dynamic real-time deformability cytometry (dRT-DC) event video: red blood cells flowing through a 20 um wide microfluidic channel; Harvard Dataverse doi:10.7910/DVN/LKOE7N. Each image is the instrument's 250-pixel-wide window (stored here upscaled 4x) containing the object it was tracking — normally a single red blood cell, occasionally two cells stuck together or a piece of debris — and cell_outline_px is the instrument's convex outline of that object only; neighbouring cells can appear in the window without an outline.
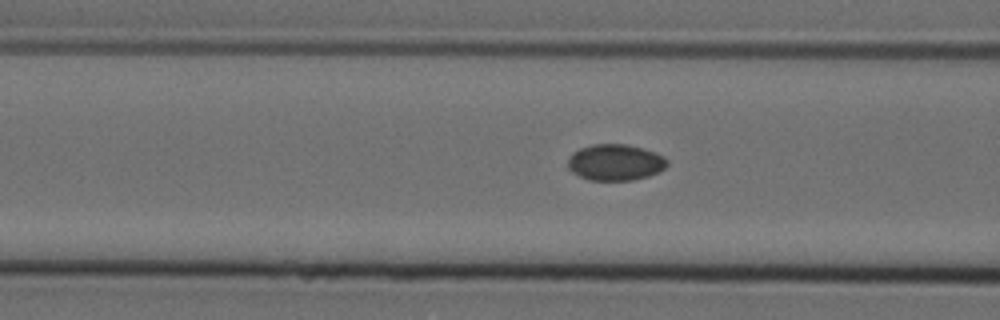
{"species": "Egyptian fruit bat (a non-hibernating species)", "species_latin": "Rousettus aegyptiacus", "temperature_condition": "cold", "stored_images_in_passage": 6, "camera_frame_rate_fps": 3000, "um_per_image_px": 0.085, "animal": {"sex": "female"}, "frame": {"image": 1, "passage_image": 6, "time_ms": 1.667, "image_size_px": [1000, 320], "cell_outline_px": [[668, 164], [664, 168], [648, 176], [632, 180], [588, 180], [572, 172], [568, 168], [568, 156], [572, 152], [580, 148], [592, 144], [628, 144], [656, 152], [664, 156], [668, 160]], "centroid_in_image_um": [52.28, 13.79], "position_along_channel_um": 114.3, "area_um2": 21.1}}